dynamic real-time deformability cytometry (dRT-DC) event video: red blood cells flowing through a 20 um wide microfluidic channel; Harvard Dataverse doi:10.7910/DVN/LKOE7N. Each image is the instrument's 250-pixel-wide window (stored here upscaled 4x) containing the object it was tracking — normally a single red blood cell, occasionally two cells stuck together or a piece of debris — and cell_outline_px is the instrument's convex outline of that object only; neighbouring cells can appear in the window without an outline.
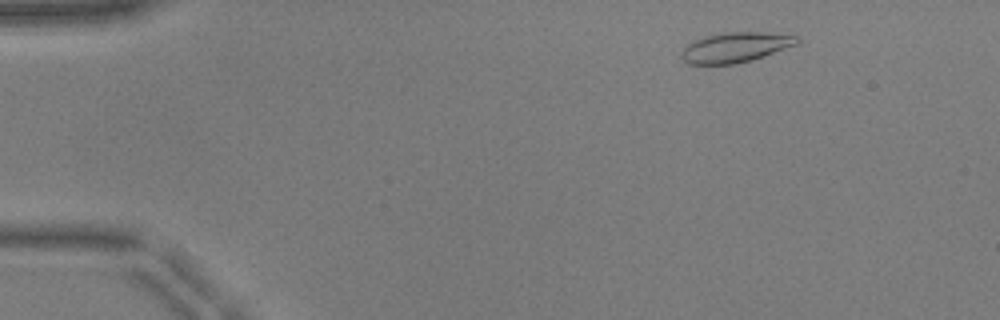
{"species": "common noctule bat (a hibernating species)", "species_latin": "Nyctalus noctula", "temperature_condition": "warm", "stored_images_in_passage": 7, "camera_frame_rate_fps": 3000, "um_per_image_px": 0.085, "animal": {"sex": "male", "body_mass_g": 17.9, "forearm_length_mm": 54.2}, "frame": {"image": 1, "passage_image": 3, "time_ms": 0.667, "image_size_px": [1000, 320], "cell_outline_px": [[800, 40], [796, 44], [752, 60], [736, 64], [688, 64], [680, 56], [680, 52], [688, 44], [696, 40], [708, 36], [724, 32], [764, 32], [800, 36]], "centroid_in_image_um": [62.51, 4.02], "position_along_channel_um": 22.5, "area_um2": 20.06}}